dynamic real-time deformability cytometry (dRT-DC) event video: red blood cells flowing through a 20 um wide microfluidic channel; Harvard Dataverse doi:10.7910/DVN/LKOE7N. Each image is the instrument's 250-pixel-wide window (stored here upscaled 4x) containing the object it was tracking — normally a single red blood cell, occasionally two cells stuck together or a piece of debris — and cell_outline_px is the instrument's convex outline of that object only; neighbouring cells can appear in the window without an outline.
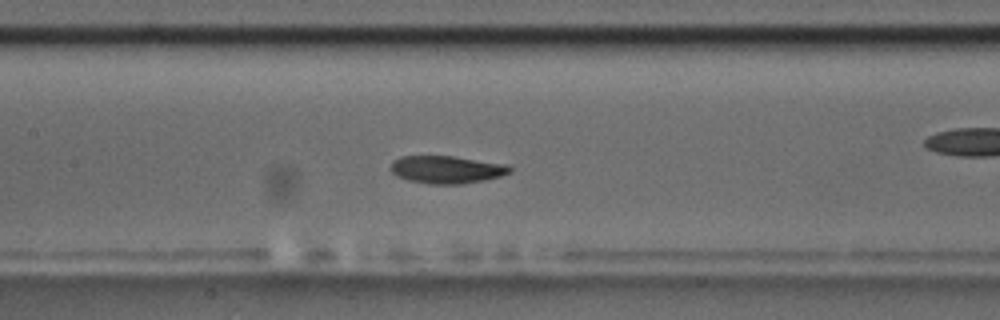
{"species": "common noctule bat (a hibernating species)", "species_latin": "Nyctalus noctula", "temperature_condition": "room temperature", "stored_images_in_passage": 40, "camera_frame_rate_fps": 3000, "um_per_image_px": 0.085, "animal": {"sex": "male", "body_mass_g": 17.5, "forearm_length_mm": 52.3}, "frame": {"image": 1, "passage_image": 18, "time_ms": 5.667, "image_size_px": [1000, 320], "cell_outline_px": [[512, 172], [500, 176], [484, 180], [460, 184], [428, 184], [408, 180], [396, 176], [388, 168], [392, 160], [400, 156], [452, 156], [508, 164], [512, 168]], "centroid_in_image_um": [37.93, 14.41], "position_along_channel_um": 169.5, "area_um2": 19.42}, "authors_computed_cell_mechanics": {"area_um2": 19.2474, "velocity_mm_per_s": 3.5913, "shape_relaxation_time_tau1_ms": 3.7135, "shape_relaxation_time_tau2_ms": 2.4429, "deformation_change_tau1": 0.142, "deformation_change_tau2": 0.0859}}